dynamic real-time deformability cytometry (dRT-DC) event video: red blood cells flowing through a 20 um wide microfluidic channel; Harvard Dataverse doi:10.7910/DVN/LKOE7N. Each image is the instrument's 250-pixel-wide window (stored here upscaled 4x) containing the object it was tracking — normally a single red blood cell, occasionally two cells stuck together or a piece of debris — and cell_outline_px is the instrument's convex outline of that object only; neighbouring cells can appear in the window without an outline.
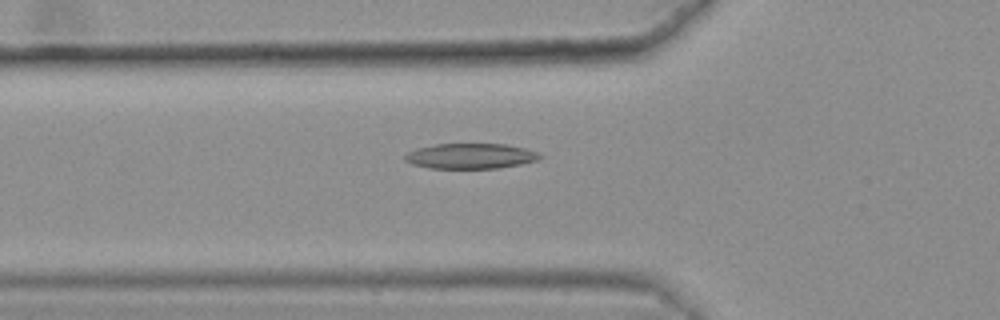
{"species": "common noctule bat (a hibernating species)", "species_latin": "Nyctalus noctula", "temperature_condition": "warm", "stored_images_in_passage": 30, "camera_frame_rate_fps": 3000, "um_per_image_px": 0.085, "animal": {"sex": "female", "body_mass_g": 25.1}, "frame": {"image": 1, "passage_image": 4, "time_ms": 1.0, "image_size_px": [1000, 320], "cell_outline_px": [[544, 156], [540, 160], [520, 164], [496, 168], [428, 168], [412, 164], [404, 160], [404, 156], [408, 152], [416, 148], [436, 144], [508, 144], [524, 148], [536, 152]], "centroid_in_image_um": [40.0, 13.26], "position_along_channel_um": 85.8, "area_um2": 19.94}}
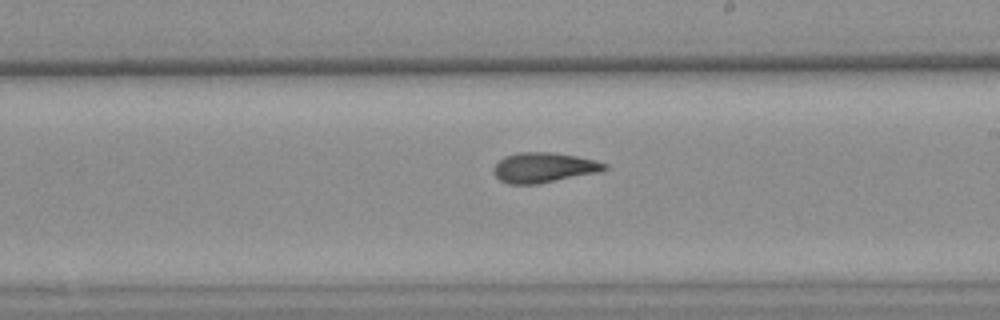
{"frame": {"image": 2, "passage_image": 17, "time_ms": 5.333, "image_size_px": [1000, 320], "cell_outline_px": [[608, 168], [604, 172], [536, 184], [508, 184], [500, 180], [492, 172], [492, 168], [504, 156], [520, 152], [552, 152], [576, 156], [596, 160], [608, 164]], "centroid_in_image_um": [46.26, 14.25], "position_along_channel_um": 242.7, "area_um2": 19.71}}
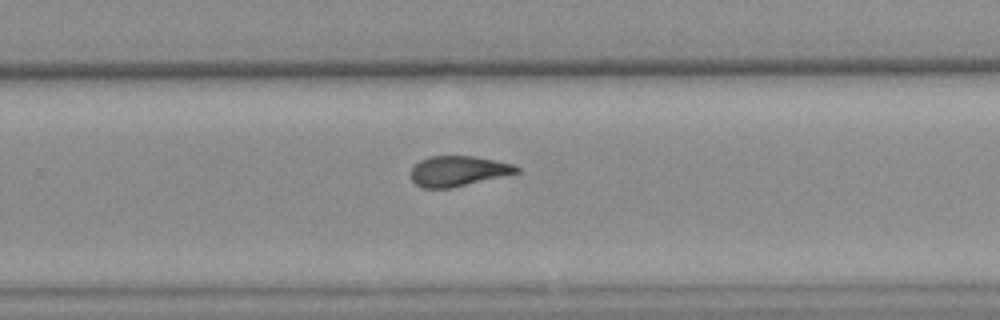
{"frame": {"image": 3, "passage_image": 21, "time_ms": 6.667, "image_size_px": [1000, 320], "cell_outline_px": [[520, 172], [452, 188], [424, 188], [416, 184], [412, 180], [412, 168], [420, 160], [428, 156], [476, 156], [496, 160], [512, 164], [520, 168]], "centroid_in_image_um": [38.96, 14.53], "position_along_channel_um": 290.8, "area_um2": 18.61}, "authors_computed_cell_mechanics": {"area_um2": 19.2763, "velocity_mm_per_s": 3.6159, "shape_relaxation_time_tau1_ms": null, "shape_relaxation_time_tau2_ms": 2.8164, "deformation_change_tau1": null, "deformation_change_tau2": 0.1146}}